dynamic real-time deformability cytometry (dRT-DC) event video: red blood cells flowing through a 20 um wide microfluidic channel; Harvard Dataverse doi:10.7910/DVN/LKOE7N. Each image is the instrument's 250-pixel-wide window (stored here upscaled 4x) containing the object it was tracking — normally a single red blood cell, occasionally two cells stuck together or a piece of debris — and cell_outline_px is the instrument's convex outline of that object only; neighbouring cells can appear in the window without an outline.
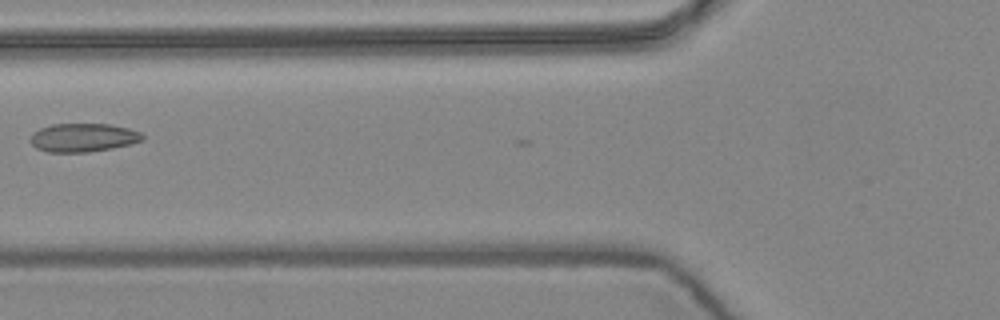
{"species": "common noctule bat (a hibernating species)", "species_latin": "Nyctalus noctula", "temperature_condition": "warm", "stored_images_in_passage": 3, "camera_frame_rate_fps": 3000, "um_per_image_px": 0.085, "animal": {"sex": "female", "body_mass_g": 24.6, "forearm_length_mm": 56.2}, "frame": {"image": 1, "passage_image": 3, "time_ms": 0.667, "image_size_px": [1000, 320], "cell_outline_px": [[144, 140], [132, 144], [112, 148], [88, 152], [48, 152], [36, 148], [28, 140], [32, 132], [40, 128], [52, 124], [108, 124], [128, 128], [140, 132], [144, 136]], "centroid_in_image_um": [7.05, 11.7], "position_along_channel_um": 118.8, "area_um2": 18.79}}